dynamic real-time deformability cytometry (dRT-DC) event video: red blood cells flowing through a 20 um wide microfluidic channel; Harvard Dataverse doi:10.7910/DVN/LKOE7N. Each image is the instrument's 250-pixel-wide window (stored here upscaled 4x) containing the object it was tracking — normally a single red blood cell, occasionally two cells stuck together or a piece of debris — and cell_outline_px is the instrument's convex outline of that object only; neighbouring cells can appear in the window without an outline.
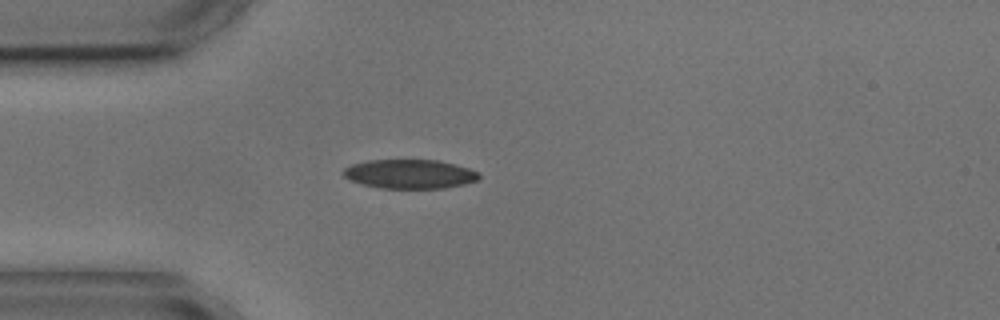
{"species": "common noctule bat (a hibernating species)", "species_latin": "Nyctalus noctula", "temperature_condition": "cold", "stored_images_in_passage": 1, "camera_frame_rate_fps": 3000, "um_per_image_px": 0.085, "animal": {"sex": "male", "body_mass_g": 17.9, "forearm_length_mm": 54.2}, "frame": {"image": 1, "passage_image": 1, "time_ms": 0.0, "image_size_px": [1000, 320], "cell_outline_px": [[480, 176], [476, 180], [464, 184], [444, 188], [380, 188], [348, 180], [340, 172], [344, 168], [352, 164], [368, 160], [436, 160], [468, 168], [480, 172]], "centroid_in_image_um": [34.79, 14.79], "position_along_channel_um": 50.2, "area_um2": 22.95}}